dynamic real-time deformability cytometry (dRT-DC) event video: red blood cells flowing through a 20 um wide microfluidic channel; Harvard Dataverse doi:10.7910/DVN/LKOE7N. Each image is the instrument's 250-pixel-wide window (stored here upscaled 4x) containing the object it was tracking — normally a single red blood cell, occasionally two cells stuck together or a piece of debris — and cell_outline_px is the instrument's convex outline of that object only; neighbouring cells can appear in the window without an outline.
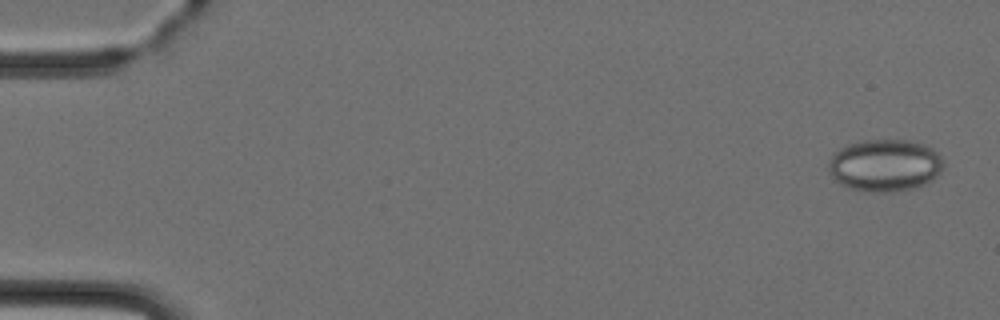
{"species": "Egyptian fruit bat (a non-hibernating species)", "species_latin": "Rousettus aegyptiacus", "temperature_condition": "cold", "stored_images_in_passage": 3, "camera_frame_rate_fps": 3000, "um_per_image_px": 0.085, "animal": {"sex": "female"}, "frame": {"image": 1, "passage_image": 1, "time_ms": 0.0, "image_size_px": [1000, 320], "cell_outline_px": [[944, 164], [940, 172], [936, 176], [924, 184], [912, 188], [896, 192], [864, 192], [848, 188], [840, 184], [828, 172], [828, 164], [832, 156], [840, 148], [848, 144], [868, 140], [908, 140], [932, 148], [940, 156]], "centroid_in_image_um": [75.19, 14.07], "position_along_channel_um": 9.8, "area_um2": 34.91}}